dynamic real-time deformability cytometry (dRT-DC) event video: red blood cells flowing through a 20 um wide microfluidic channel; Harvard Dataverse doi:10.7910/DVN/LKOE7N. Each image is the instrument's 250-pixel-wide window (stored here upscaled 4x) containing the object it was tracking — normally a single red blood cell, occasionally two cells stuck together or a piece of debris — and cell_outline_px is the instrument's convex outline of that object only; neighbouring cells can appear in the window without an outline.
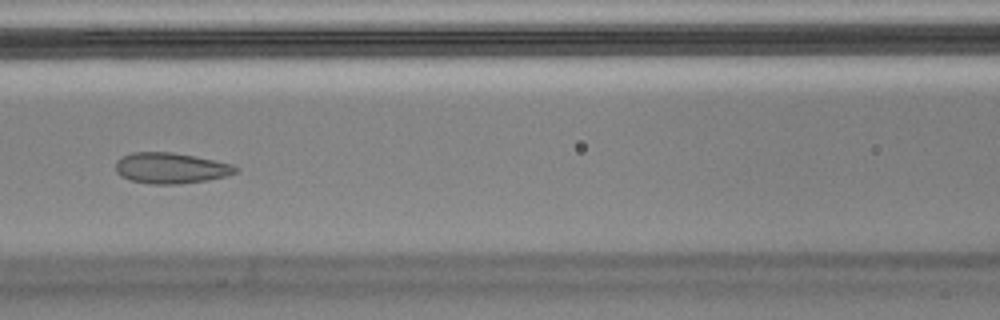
{"species": "Egyptian fruit bat (a non-hibernating species)", "species_latin": "Rousettus aegyptiacus", "temperature_condition": "cold", "stored_images_in_passage": 55, "camera_frame_rate_fps": 3000, "um_per_image_px": 0.085, "animal": {"sex": "male"}, "frame": {"image": 1, "passage_image": 24, "time_ms": 7.667, "image_size_px": [1000, 320], "cell_outline_px": [[240, 168], [236, 172], [224, 176], [208, 180], [180, 184], [152, 184], [132, 180], [120, 176], [116, 172], [116, 160], [132, 152], [172, 152], [232, 164]], "centroid_in_image_um": [14.5, 14.29], "position_along_channel_um": 152.1, "area_um2": 21.33}}